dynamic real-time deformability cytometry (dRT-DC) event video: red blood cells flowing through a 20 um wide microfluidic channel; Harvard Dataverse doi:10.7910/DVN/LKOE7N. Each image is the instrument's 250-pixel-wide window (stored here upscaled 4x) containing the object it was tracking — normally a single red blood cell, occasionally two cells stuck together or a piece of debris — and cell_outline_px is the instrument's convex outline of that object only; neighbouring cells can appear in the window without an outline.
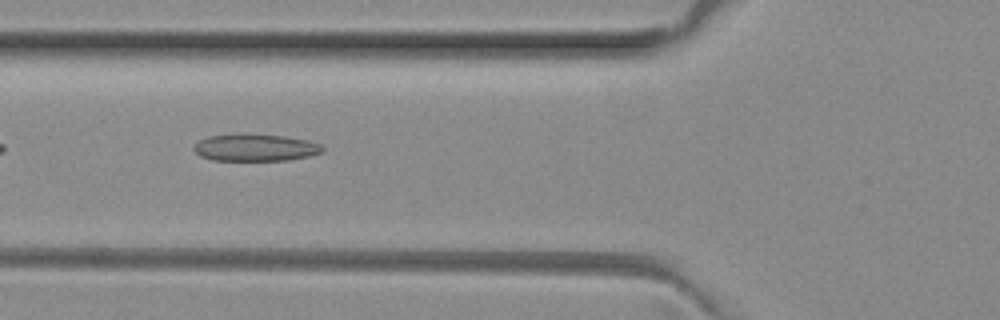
{"species": "common noctule bat (a hibernating species)", "species_latin": "Nyctalus noctula", "temperature_condition": "room temperature", "stored_images_in_passage": 5, "camera_frame_rate_fps": 3000, "um_per_image_px": 0.085, "animal": {"sex": "female", "body_mass_g": 29.2, "forearm_length_mm": 56.3}, "frame": {"image": 1, "passage_image": 2, "time_ms": 0.333, "image_size_px": [1000, 320], "cell_outline_px": [[324, 152], [308, 156], [288, 160], [212, 160], [200, 156], [192, 148], [200, 140], [208, 136], [284, 136], [308, 140], [320, 144], [324, 148]], "centroid_in_image_um": [21.75, 12.58], "position_along_channel_um": 104.1, "area_um2": 19.54}}
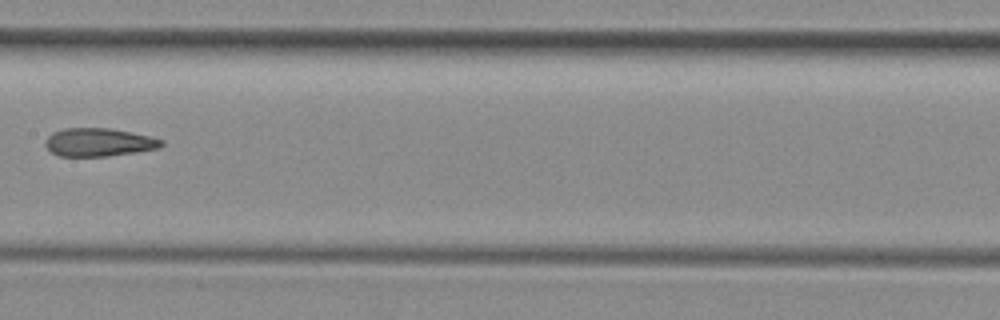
{"frame": {"image": 2, "passage_image": 4, "time_ms": 1.0, "image_size_px": [1000, 320], "cell_outline_px": [[164, 144], [160, 148], [136, 152], [108, 156], [60, 156], [52, 152], [44, 144], [44, 140], [52, 132], [64, 128], [108, 128], [148, 136], [164, 140]], "centroid_in_image_um": [8.38, 12.09], "position_along_channel_um": 199.0, "area_um2": 19.02}}
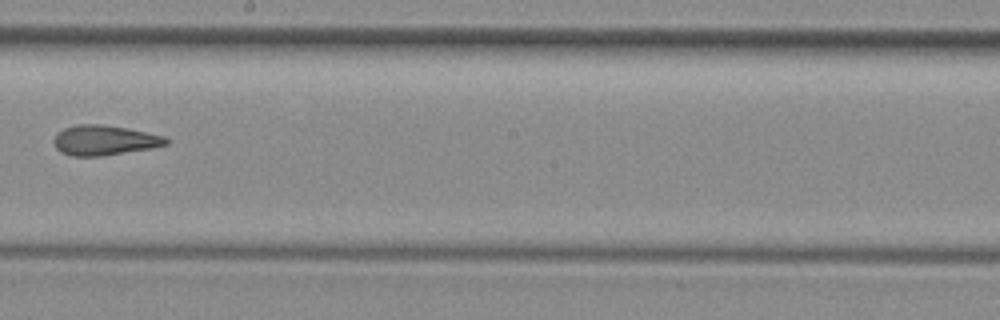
{"frame": {"image": 3, "passage_image": 5, "time_ms": 1.333, "image_size_px": [1000, 320], "cell_outline_px": [[168, 144], [152, 148], [100, 156], [72, 156], [60, 152], [56, 148], [52, 140], [56, 132], [64, 128], [76, 124], [100, 124], [128, 128], [168, 136]], "centroid_in_image_um": [8.86, 11.91], "position_along_channel_um": 239.3, "area_um2": 19.88}}